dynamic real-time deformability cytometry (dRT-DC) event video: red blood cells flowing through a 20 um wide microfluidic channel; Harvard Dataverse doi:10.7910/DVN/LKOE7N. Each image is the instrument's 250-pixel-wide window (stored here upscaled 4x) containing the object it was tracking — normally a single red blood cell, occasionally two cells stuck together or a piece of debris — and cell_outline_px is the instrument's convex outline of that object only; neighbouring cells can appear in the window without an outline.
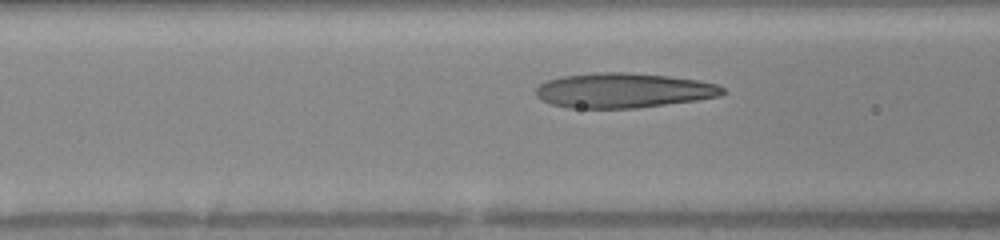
{"species": "human", "species_latin": "Homo sapiens", "temperature_condition": "warm", "stored_images_in_passage": 27, "camera_frame_rate_fps": 3000, "um_per_image_px": 0.085, "donor": {"sex": "female"}, "frame": {"image": 1, "passage_image": 7, "time_ms": 2.0, "image_size_px": [1000, 240], "cell_outline_px": [[724, 92], [720, 96], [696, 100], [636, 108], [568, 108], [552, 104], [540, 100], [536, 96], [536, 88], [540, 84], [548, 80], [560, 76], [596, 72], [624, 72], [668, 76], [700, 80], [720, 84], [724, 88]], "centroid_in_image_um": [52.98, 7.68], "position_along_channel_um": 113.6, "area_um2": 38.09}}
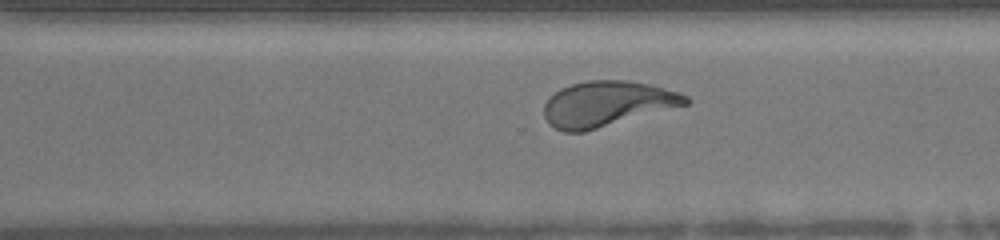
{"frame": {"image": 2, "passage_image": 22, "time_ms": 7.0, "image_size_px": [1000, 240], "cell_outline_px": [[692, 100], [688, 104], [584, 132], [564, 132], [548, 124], [544, 116], [544, 104], [560, 88], [572, 84], [588, 80], [628, 80], [648, 84], [680, 92], [688, 96]], "centroid_in_image_um": [51.61, 8.82], "position_along_channel_um": 319.0, "area_um2": 37.34}}
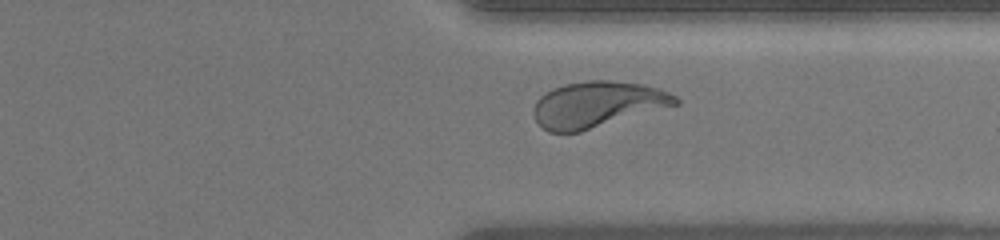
{"frame": {"image": 3, "passage_image": 25, "time_ms": 8.0, "image_size_px": [1000, 240], "cell_outline_px": [[680, 104], [580, 132], [548, 132], [536, 120], [532, 112], [536, 100], [540, 96], [552, 88], [564, 84], [588, 80], [608, 80], [640, 84], [660, 88], [676, 96], [680, 100]], "centroid_in_image_um": [50.78, 8.87], "position_along_channel_um": 360.6, "area_um2": 38.09}}